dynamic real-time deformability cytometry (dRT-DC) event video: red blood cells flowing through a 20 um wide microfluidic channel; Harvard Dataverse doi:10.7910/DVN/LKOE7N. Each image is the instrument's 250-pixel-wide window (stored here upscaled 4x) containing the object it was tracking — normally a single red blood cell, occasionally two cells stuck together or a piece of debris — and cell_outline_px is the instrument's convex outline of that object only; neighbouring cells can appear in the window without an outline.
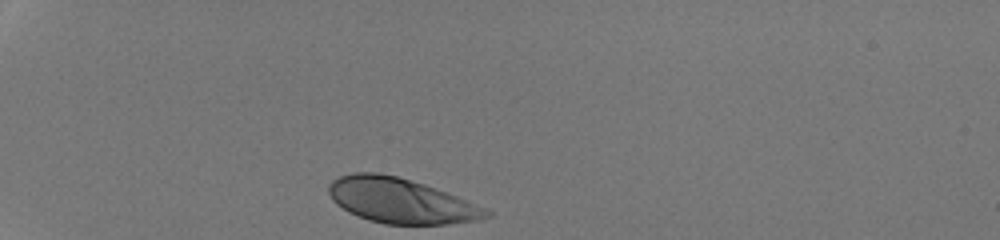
{"species": "human", "species_latin": "Homo sapiens", "temperature_condition": "room temperature", "stored_images_in_passage": 29, "camera_frame_rate_fps": 3000, "um_per_image_px": 0.085, "donor": {"sex": "male"}, "frame": {"image": 1, "passage_image": 1, "time_ms": 0.0, "image_size_px": [1000, 240], "cell_outline_px": [[492, 216], [472, 220], [444, 224], [384, 224], [368, 220], [348, 212], [336, 204], [332, 200], [328, 192], [328, 184], [332, 180], [340, 176], [352, 172], [376, 172], [396, 176], [424, 184], [448, 192], [484, 208], [492, 212]], "centroid_in_image_um": [34.0, 17.05], "position_along_channel_um": 51.0, "area_um2": 41.15}}
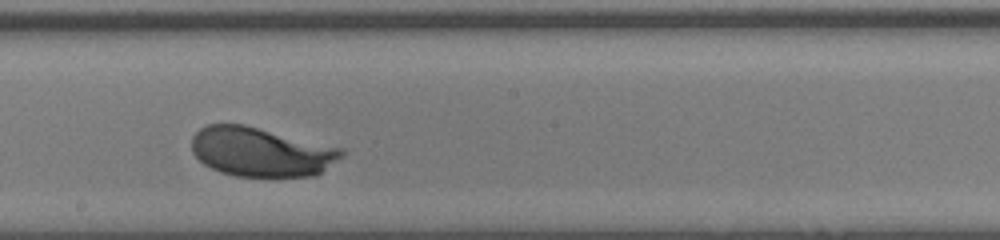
{"frame": {"image": 2, "passage_image": 17, "time_ms": 5.333, "image_size_px": [1000, 240], "cell_outline_px": [[344, 156], [320, 172], [312, 176], [236, 176], [220, 172], [204, 164], [192, 152], [192, 136], [200, 128], [208, 124], [244, 124], [344, 148]], "centroid_in_image_um": [22.19, 12.9], "position_along_channel_um": 226.0, "area_um2": 42.95}}
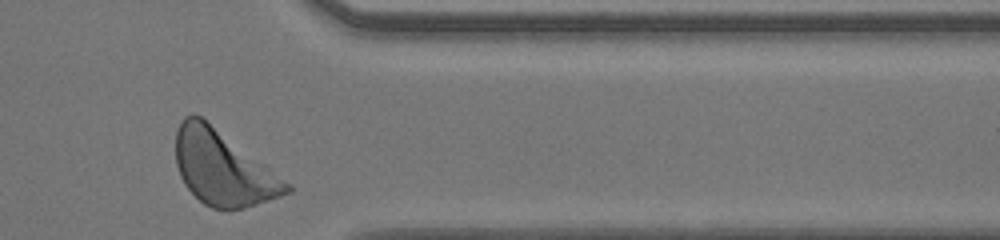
{"frame": {"image": 3, "passage_image": 29, "time_ms": 9.333, "image_size_px": [1000, 240], "cell_outline_px": [[292, 192], [244, 208], [212, 208], [204, 204], [184, 184], [180, 176], [176, 164], [176, 128], [184, 116], [192, 112], [200, 116], [292, 184]], "centroid_in_image_um": [18.94, 14.27], "position_along_channel_um": 392.5, "area_um2": 47.57}, "authors_computed_cell_mechanics": {"area_um2": 43.1766, "velocity_mm_per_s": 4.2327, "shape_relaxation_time_tau1_ms": 1.7206, "shape_relaxation_time_tau2_ms": null, "deformation_change_tau1": 0.1175, "deformation_change_tau2": null}}